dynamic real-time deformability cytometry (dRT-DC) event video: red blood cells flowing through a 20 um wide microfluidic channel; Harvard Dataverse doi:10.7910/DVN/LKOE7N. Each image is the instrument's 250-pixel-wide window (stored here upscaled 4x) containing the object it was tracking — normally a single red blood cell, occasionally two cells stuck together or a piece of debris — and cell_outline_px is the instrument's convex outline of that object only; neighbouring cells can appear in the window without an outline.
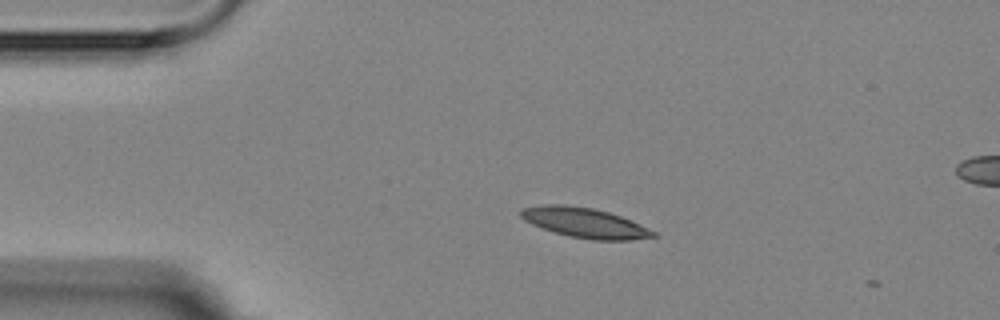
{"species": "Egyptian fruit bat (a non-hibernating species)", "species_latin": "Rousettus aegyptiacus", "temperature_condition": "room temperature", "stored_images_in_passage": 2, "camera_frame_rate_fps": 3000, "um_per_image_px": 0.085, "animal": {"sex": "female"}, "frame": {"image": 1, "passage_image": 1, "time_ms": 0.0, "image_size_px": [1000, 320], "cell_outline_px": [[660, 236], [632, 240], [592, 240], [568, 236], [552, 232], [532, 224], [524, 220], [520, 216], [520, 212], [524, 208], [544, 204], [564, 204], [592, 208], [608, 212], [632, 220], [656, 232]], "centroid_in_image_um": [49.73, 18.94], "position_along_channel_um": 35.3, "area_um2": 23.24}}